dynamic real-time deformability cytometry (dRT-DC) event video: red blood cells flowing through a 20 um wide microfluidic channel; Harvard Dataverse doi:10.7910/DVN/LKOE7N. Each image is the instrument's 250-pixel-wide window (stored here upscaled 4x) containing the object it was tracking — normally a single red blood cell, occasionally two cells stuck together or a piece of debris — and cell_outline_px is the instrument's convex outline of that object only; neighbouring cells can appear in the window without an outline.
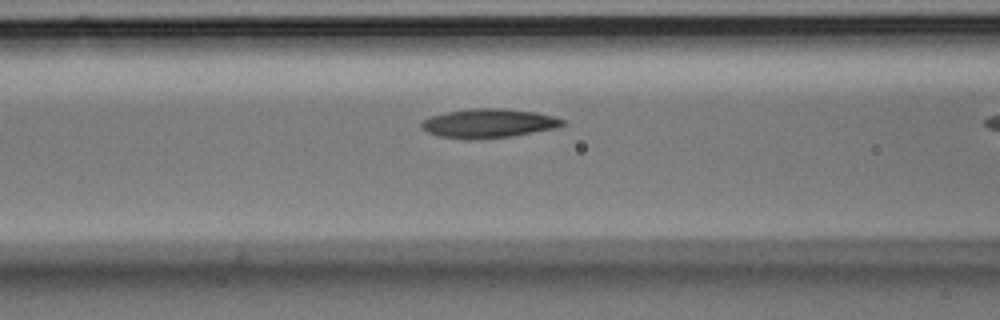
{"species": "Egyptian fruit bat (a non-hibernating species)", "species_latin": "Rousettus aegyptiacus", "temperature_condition": "room temperature", "stored_images_in_passage": 38, "camera_frame_rate_fps": 3000, "um_per_image_px": 0.085, "animal": {"sex": "male"}, "frame": {"image": 1, "passage_image": 17, "time_ms": 5.333, "image_size_px": [1000, 320], "cell_outline_px": [[568, 124], [556, 128], [512, 136], [472, 140], [468, 140], [440, 136], [428, 132], [420, 124], [420, 120], [432, 116], [448, 112], [472, 108], [500, 108], [536, 112], [556, 116], [564, 120]], "centroid_in_image_um": [41.58, 10.48], "position_along_channel_um": 125.0, "area_um2": 23.99}}
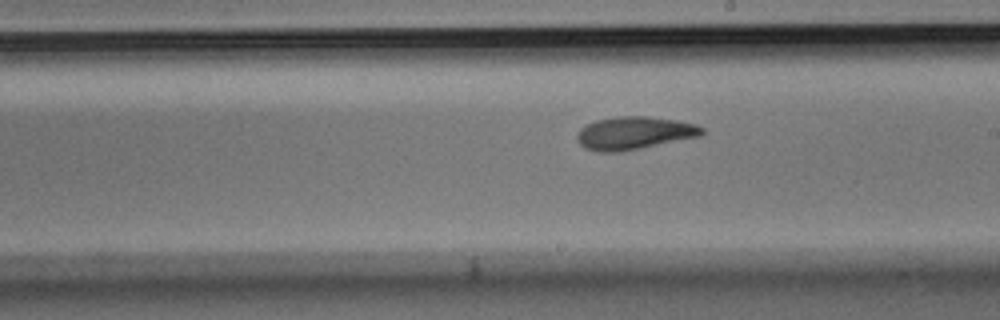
{"frame": {"image": 2, "passage_image": 26, "time_ms": 8.333, "image_size_px": [1000, 320], "cell_outline_px": [[704, 132], [700, 136], [620, 152], [596, 152], [584, 148], [576, 140], [576, 136], [580, 128], [584, 124], [596, 120], [620, 116], [648, 116], [676, 120], [696, 124], [704, 128]], "centroid_in_image_um": [53.86, 11.31], "position_along_channel_um": 235.1, "area_um2": 24.04}}
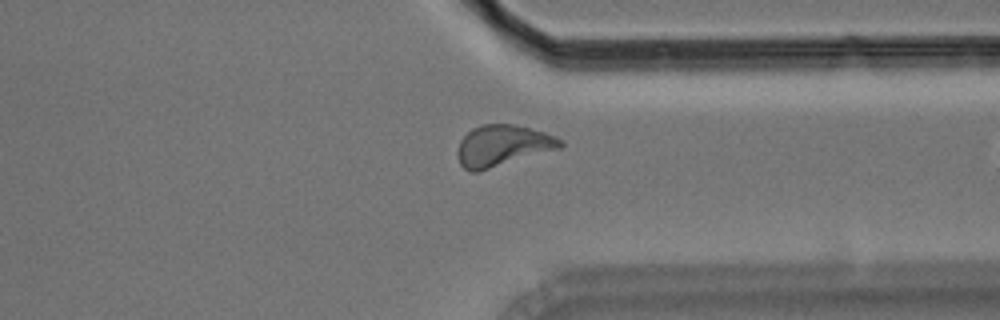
{"frame": {"image": 3, "passage_image": 37, "time_ms": 12.0, "image_size_px": [1000, 320], "cell_outline_px": [[564, 144], [560, 148], [476, 172], [472, 172], [464, 168], [460, 164], [456, 152], [460, 140], [472, 128], [480, 124], [512, 124], [544, 132], [556, 136], [564, 140]], "centroid_in_image_um": [42.71, 12.37], "position_along_channel_um": 368.7, "area_um2": 24.51}}